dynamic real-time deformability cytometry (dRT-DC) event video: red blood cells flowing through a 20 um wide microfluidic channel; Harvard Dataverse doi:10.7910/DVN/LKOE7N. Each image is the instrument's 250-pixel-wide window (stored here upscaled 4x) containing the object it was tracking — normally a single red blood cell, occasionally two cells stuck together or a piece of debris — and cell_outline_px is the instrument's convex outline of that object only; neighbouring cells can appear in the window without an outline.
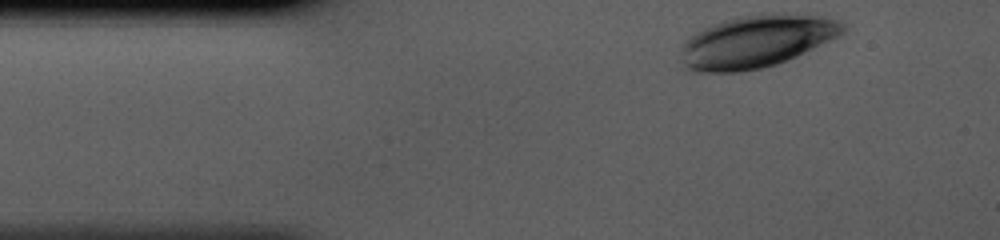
{"species": "human", "species_latin": "Homo sapiens", "temperature_condition": "cold", "stored_images_in_passage": 33, "camera_frame_rate_fps": 3000, "um_per_image_px": 0.085, "donor": {"sex": "male"}, "frame": {"image": 1, "passage_image": 1, "time_ms": 0.0, "image_size_px": [1000, 240], "cell_outline_px": [[844, 32], [788, 60], [764, 68], [740, 72], [692, 72], [680, 60], [680, 48], [684, 40], [688, 36], [712, 24], [736, 16], [760, 12], [772, 12], [820, 16], [836, 20], [844, 24]], "centroid_in_image_um": [64.21, 3.51], "position_along_channel_um": 20.8, "area_um2": 49.82}}
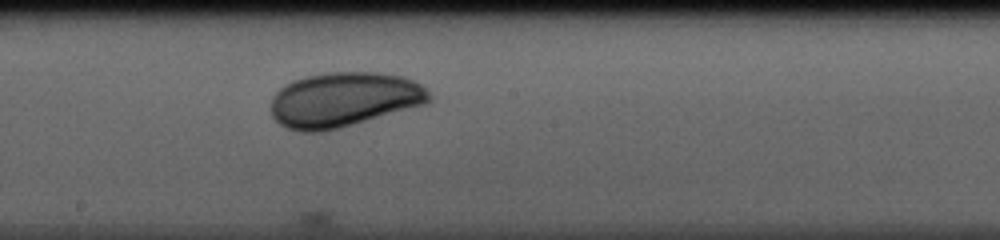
{"frame": {"image": 2, "passage_image": 19, "time_ms": 6.0, "image_size_px": [1000, 240], "cell_outline_px": [[432, 100], [424, 104], [352, 124], [320, 132], [300, 132], [288, 128], [280, 124], [272, 116], [272, 96], [284, 84], [292, 80], [304, 76], [332, 72], [380, 72], [404, 76], [420, 84], [432, 96]], "centroid_in_image_um": [29.2, 8.45], "position_along_channel_um": 219.0, "area_um2": 50.23}}
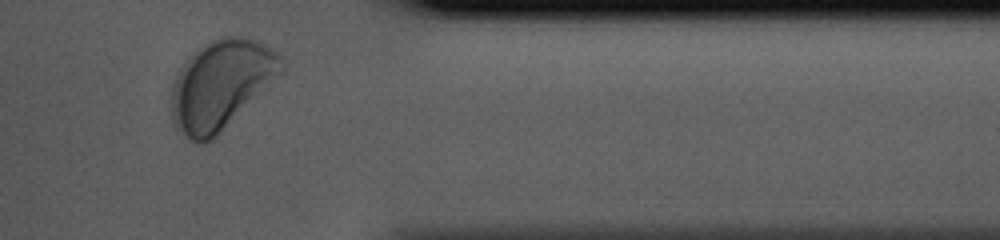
{"frame": {"image": 3, "passage_image": 32, "time_ms": 10.333, "image_size_px": [1000, 240], "cell_outline_px": [[284, 72], [268, 88], [212, 140], [204, 144], [200, 144], [176, 132], [172, 124], [172, 84], [184, 60], [212, 40], [224, 36], [244, 36], [260, 40], [280, 52], [284, 56]], "centroid_in_image_um": [18.83, 7.19], "position_along_channel_um": 392.6, "area_um2": 57.92}}